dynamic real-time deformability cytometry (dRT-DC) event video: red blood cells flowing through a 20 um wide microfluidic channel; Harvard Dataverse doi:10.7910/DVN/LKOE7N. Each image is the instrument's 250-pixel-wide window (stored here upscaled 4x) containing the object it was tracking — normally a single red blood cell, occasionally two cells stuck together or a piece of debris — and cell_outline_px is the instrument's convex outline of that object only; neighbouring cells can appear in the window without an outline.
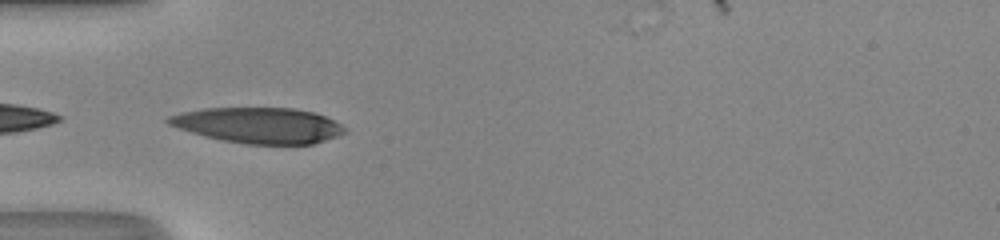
{"species": "human", "species_latin": "Homo sapiens", "temperature_condition": "room temperature", "stored_images_in_passage": 13, "camera_frame_rate_fps": 3000, "um_per_image_px": 0.085, "donor": {"sex": "male"}, "frame": {"image": 1, "passage_image": 1, "time_ms": 0.0, "image_size_px": [1000, 240], "cell_outline_px": [[344, 132], [336, 136], [312, 144], [244, 144], [204, 136], [168, 124], [164, 120], [168, 116], [180, 112], [204, 108], [292, 108], [312, 112], [324, 116], [340, 124], [344, 128]], "centroid_in_image_um": [21.92, 10.64], "position_along_channel_um": 63.1, "area_um2": 36.24}}
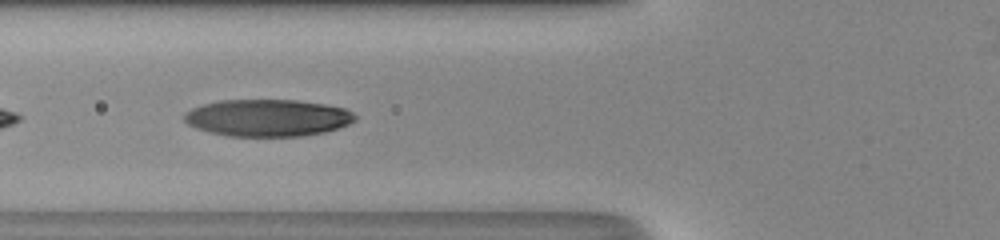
{"frame": {"image": 2, "passage_image": 4, "time_ms": 1.0, "image_size_px": [1000, 240], "cell_outline_px": [[356, 120], [340, 128], [324, 132], [300, 136], [228, 136], [208, 132], [196, 128], [188, 124], [184, 120], [184, 112], [192, 108], [204, 104], [220, 100], [296, 100], [324, 104], [344, 108], [352, 112], [356, 116]], "centroid_in_image_um": [22.74, 10.02], "position_along_channel_um": 103.1, "area_um2": 36.93}}
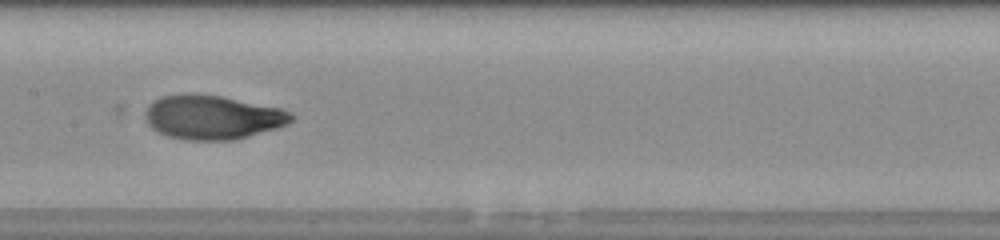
{"frame": {"image": 3, "passage_image": 10, "time_ms": 3.0, "image_size_px": [1000, 240], "cell_outline_px": [[296, 116], [288, 124], [276, 128], [248, 136], [232, 140], [188, 140], [168, 136], [156, 132], [148, 124], [144, 116], [144, 112], [148, 104], [160, 96], [184, 92], [196, 92], [220, 96], [280, 108], [292, 112]], "centroid_in_image_um": [18.01, 9.94], "position_along_channel_um": 189.4, "area_um2": 38.03}}